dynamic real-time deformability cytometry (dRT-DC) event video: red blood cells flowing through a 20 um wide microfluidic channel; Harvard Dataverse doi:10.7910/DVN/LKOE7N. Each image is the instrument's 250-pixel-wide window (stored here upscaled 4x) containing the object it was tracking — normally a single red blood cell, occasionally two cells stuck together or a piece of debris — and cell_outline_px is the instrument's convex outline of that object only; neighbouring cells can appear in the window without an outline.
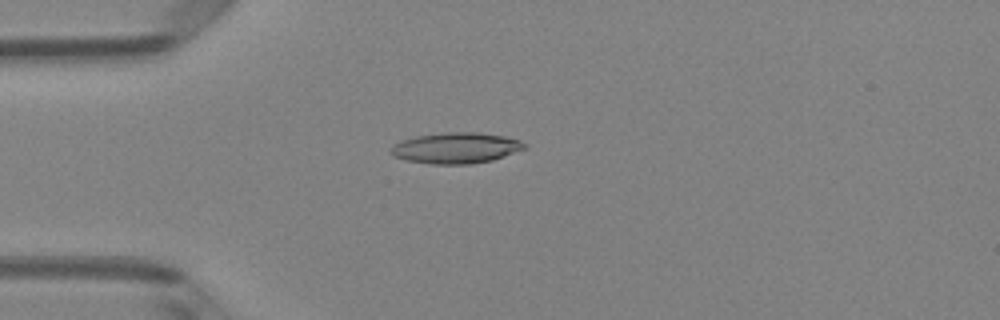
{"species": "Egyptian fruit bat (a non-hibernating species)", "species_latin": "Rousettus aegyptiacus", "temperature_condition": "room temperature", "stored_images_in_passage": 3, "camera_frame_rate_fps": 3000, "um_per_image_px": 0.085, "animal": {"sex": "female"}, "frame": {"image": 1, "passage_image": 3, "time_ms": 0.667, "image_size_px": [1000, 320], "cell_outline_px": [[528, 148], [492, 160], [468, 164], [432, 164], [408, 160], [392, 156], [388, 152], [388, 148], [392, 144], [416, 136], [448, 132], [476, 132], [504, 136], [520, 140], [528, 144]], "centroid_in_image_um": [38.75, 12.57], "position_along_channel_um": 46.2, "area_um2": 24.16}}